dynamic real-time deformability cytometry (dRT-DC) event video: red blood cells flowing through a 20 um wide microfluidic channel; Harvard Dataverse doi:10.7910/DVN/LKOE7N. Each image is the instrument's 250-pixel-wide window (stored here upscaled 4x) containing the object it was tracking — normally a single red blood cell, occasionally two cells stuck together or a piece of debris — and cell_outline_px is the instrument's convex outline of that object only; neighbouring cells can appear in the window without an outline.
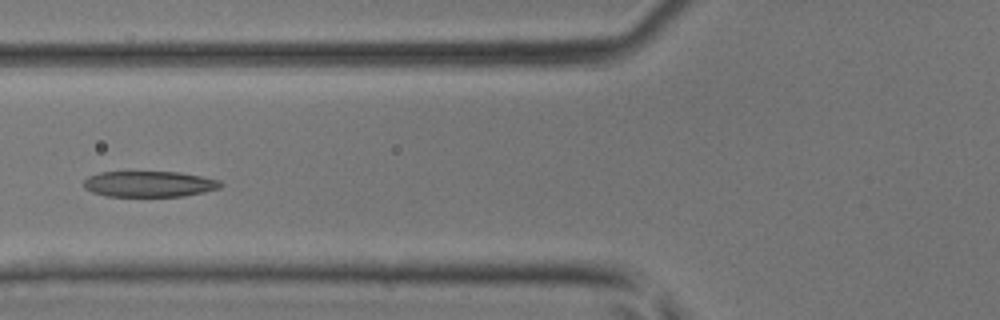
{"species": "common noctule bat (a hibernating species)", "species_latin": "Nyctalus noctula", "temperature_condition": "room temperature", "stored_images_in_passage": 28, "camera_frame_rate_fps": 3000, "um_per_image_px": 0.085, "animal": {"sex": "male", "body_mass_g": 17.9, "forearm_length_mm": 54.2}, "frame": {"image": 1, "passage_image": 5, "time_ms": 1.333, "image_size_px": [1000, 320], "cell_outline_px": [[224, 184], [220, 188], [204, 192], [184, 196], [104, 196], [92, 192], [84, 188], [84, 180], [88, 176], [100, 172], [180, 172], [220, 180]], "centroid_in_image_um": [12.69, 15.64], "position_along_channel_um": 113.1, "area_um2": 20.69}}
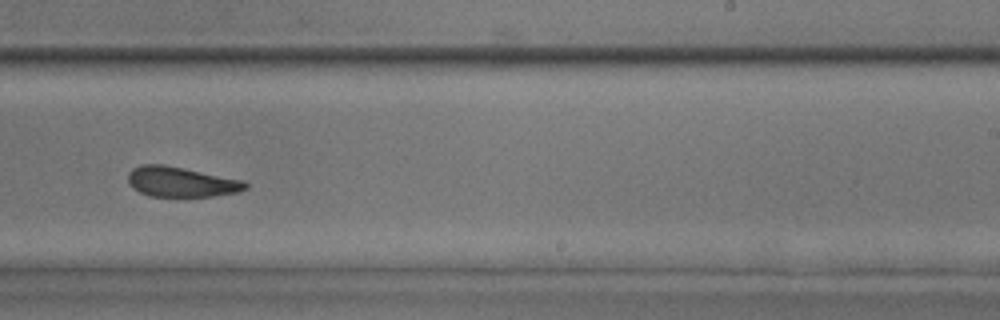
{"frame": {"image": 2, "passage_image": 16, "time_ms": 5.0, "image_size_px": [1000, 320], "cell_outline_px": [[248, 188], [236, 192], [212, 196], [148, 196], [132, 188], [128, 180], [128, 172], [132, 168], [140, 164], [164, 164], [244, 180], [248, 184]], "centroid_in_image_um": [15.37, 15.45], "position_along_channel_um": 273.6, "area_um2": 20.63}}